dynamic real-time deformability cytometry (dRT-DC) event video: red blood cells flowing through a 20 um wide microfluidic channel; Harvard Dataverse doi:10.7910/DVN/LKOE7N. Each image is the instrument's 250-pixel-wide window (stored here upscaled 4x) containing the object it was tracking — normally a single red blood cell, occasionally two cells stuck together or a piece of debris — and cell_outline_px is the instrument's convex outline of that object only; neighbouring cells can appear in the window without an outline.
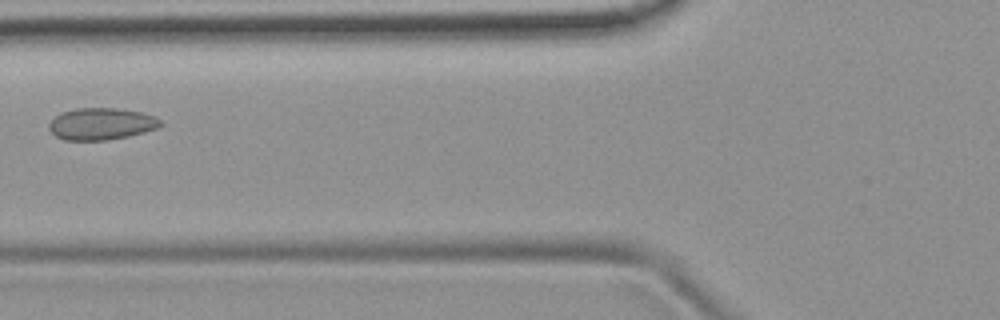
{"species": "common noctule bat (a hibernating species)", "species_latin": "Nyctalus noctula", "temperature_condition": "room temperature", "stored_images_in_passage": 5, "camera_frame_rate_fps": 3000, "um_per_image_px": 0.085, "animal": {"sex": "female", "body_mass_g": 19.9}, "frame": {"image": 1, "passage_image": 5, "time_ms": 4.667, "image_size_px": [1000, 320], "cell_outline_px": [[164, 124], [156, 128], [144, 132], [128, 136], [108, 140], [64, 140], [56, 136], [48, 128], [48, 124], [60, 112], [76, 108], [120, 108], [140, 112], [152, 116], [160, 120]], "centroid_in_image_um": [8.59, 10.52], "position_along_channel_um": 117.2, "area_um2": 20.69}}